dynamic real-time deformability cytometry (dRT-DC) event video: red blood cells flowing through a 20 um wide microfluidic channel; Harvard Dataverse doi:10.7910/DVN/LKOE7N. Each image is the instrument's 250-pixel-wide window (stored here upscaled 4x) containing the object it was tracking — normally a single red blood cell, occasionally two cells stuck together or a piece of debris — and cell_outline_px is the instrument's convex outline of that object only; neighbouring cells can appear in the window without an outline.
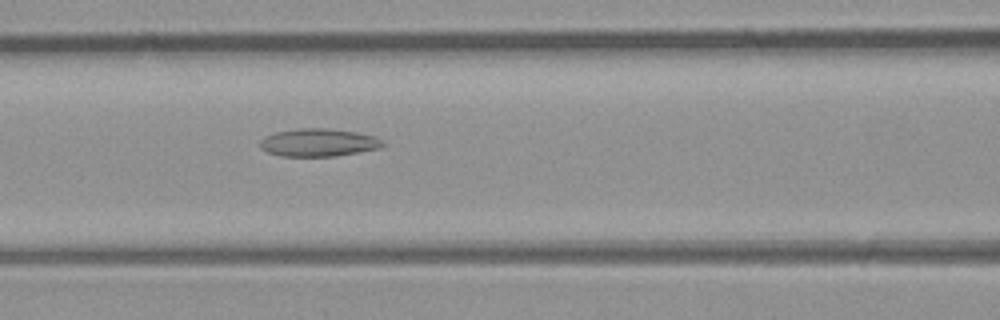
{"species": "common noctule bat (a hibernating species)", "species_latin": "Nyctalus noctula", "temperature_condition": "room temperature", "stored_images_in_passage": 43, "segment_of_instrument_passage": [1, 2], "camera_frame_rate_fps": 3000, "um_per_image_px": 0.085, "animal": {"sex": "male", "body_mass_g": 23.1, "forearm_length_mm": 52.7}, "frame": {"image": 1, "passage_image": 21, "time_ms": 6.667, "image_size_px": [1000, 320], "cell_outline_px": [[388, 144], [380, 148], [336, 156], [280, 156], [268, 152], [260, 148], [260, 140], [264, 136], [276, 132], [300, 128], [328, 128], [356, 132], [376, 136]], "centroid_in_image_um": [27.1, 12.11], "position_along_channel_um": 139.5, "area_um2": 20.06}}
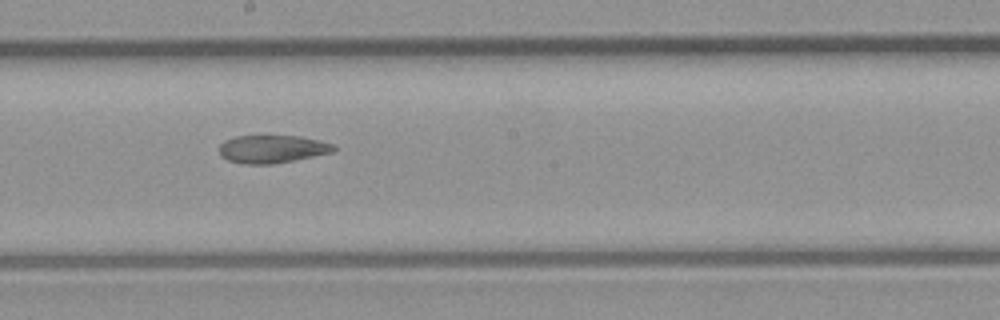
{"frame": {"image": 2, "passage_image": 27, "time_ms": 8.667, "image_size_px": [1000, 320], "cell_outline_px": [[336, 148], [332, 152], [296, 160], [272, 164], [244, 164], [228, 160], [220, 156], [220, 144], [224, 140], [236, 136], [300, 136], [320, 140], [336, 144]], "centroid_in_image_um": [23.15, 12.66], "position_along_channel_um": 225.0, "area_um2": 18.73}}
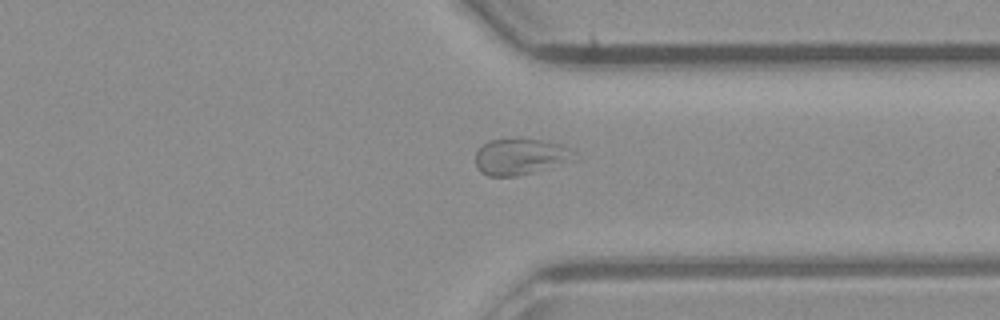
{"frame": {"image": 3, "passage_image": 37, "time_ms": 12.0, "image_size_px": [1000, 320], "cell_outline_px": [[576, 160], [532, 172], [516, 176], [488, 176], [480, 172], [476, 164], [476, 152], [488, 140], [516, 136], [520, 136], [544, 140], [560, 144], [576, 152]], "centroid_in_image_um": [44.24, 13.27], "position_along_channel_um": 367.2, "area_um2": 21.44}}